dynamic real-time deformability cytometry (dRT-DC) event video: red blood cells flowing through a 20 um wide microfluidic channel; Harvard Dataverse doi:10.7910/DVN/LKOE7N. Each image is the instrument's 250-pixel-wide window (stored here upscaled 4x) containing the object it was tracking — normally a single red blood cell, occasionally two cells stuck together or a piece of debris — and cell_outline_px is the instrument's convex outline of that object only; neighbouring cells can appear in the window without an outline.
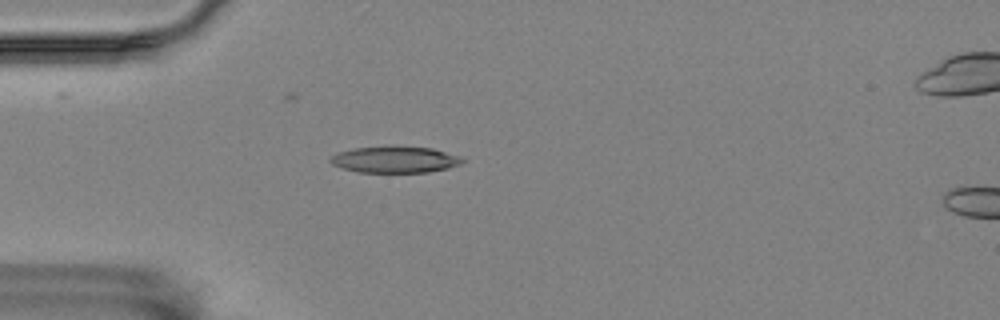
{"species": "Egyptian fruit bat (a non-hibernating species)", "species_latin": "Rousettus aegyptiacus", "temperature_condition": "room temperature", "stored_images_in_passage": 43, "camera_frame_rate_fps": 3000, "um_per_image_px": 0.085, "animal": {"sex": "female"}, "frame": {"image": 1, "passage_image": 1, "time_ms": 0.0, "image_size_px": [1000, 320], "cell_outline_px": [[464, 160], [460, 164], [448, 168], [428, 172], [356, 172], [332, 164], [328, 160], [332, 156], [340, 152], [352, 148], [384, 144], [392, 144], [432, 148], [460, 156]], "centroid_in_image_um": [33.55, 13.52], "position_along_channel_um": 51.4, "area_um2": 20.87}}
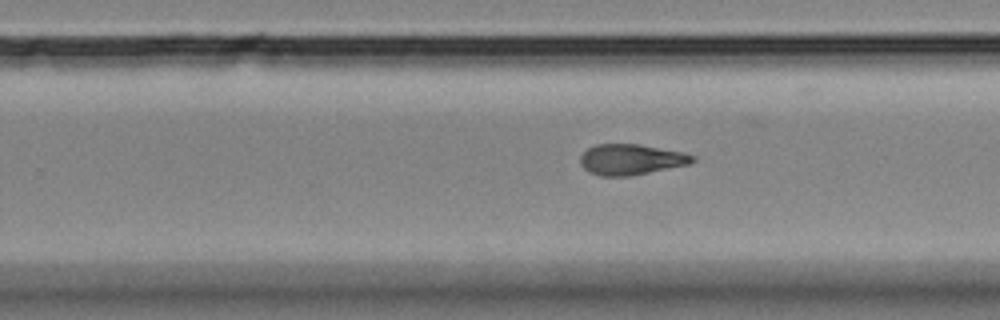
{"frame": {"image": 2, "passage_image": 21, "time_ms": 6.667, "image_size_px": [1000, 320], "cell_outline_px": [[696, 160], [688, 164], [628, 176], [600, 176], [588, 172], [580, 164], [580, 156], [588, 148], [596, 144], [640, 144], [684, 152], [696, 156]], "centroid_in_image_um": [53.62, 13.55], "position_along_channel_um": 276.2, "area_um2": 20.06}}
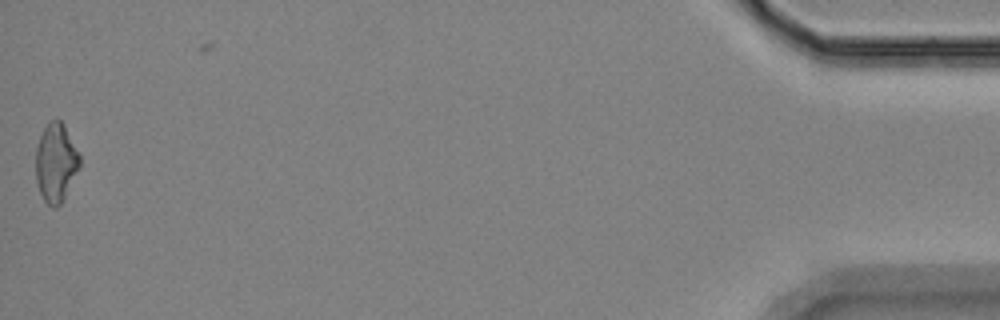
{"frame": {"image": 3, "passage_image": 42, "time_ms": 13.667, "image_size_px": [1000, 320], "cell_outline_px": [[80, 168], [60, 204], [56, 208], [52, 208], [44, 200], [36, 184], [36, 148], [40, 136], [48, 120], [56, 116], [64, 124], [80, 156]], "centroid_in_image_um": [4.74, 13.79], "position_along_channel_um": 430.5, "area_um2": 20.29}, "authors_computed_cell_mechanics": {"area_um2": 19.9988, "velocity_mm_per_s": 3.5106, "shape_relaxation_time_tau1_ms": null, "shape_relaxation_time_tau2_ms": 4.0489, "deformation_change_tau1": null, "deformation_change_tau2": 0.1287}}